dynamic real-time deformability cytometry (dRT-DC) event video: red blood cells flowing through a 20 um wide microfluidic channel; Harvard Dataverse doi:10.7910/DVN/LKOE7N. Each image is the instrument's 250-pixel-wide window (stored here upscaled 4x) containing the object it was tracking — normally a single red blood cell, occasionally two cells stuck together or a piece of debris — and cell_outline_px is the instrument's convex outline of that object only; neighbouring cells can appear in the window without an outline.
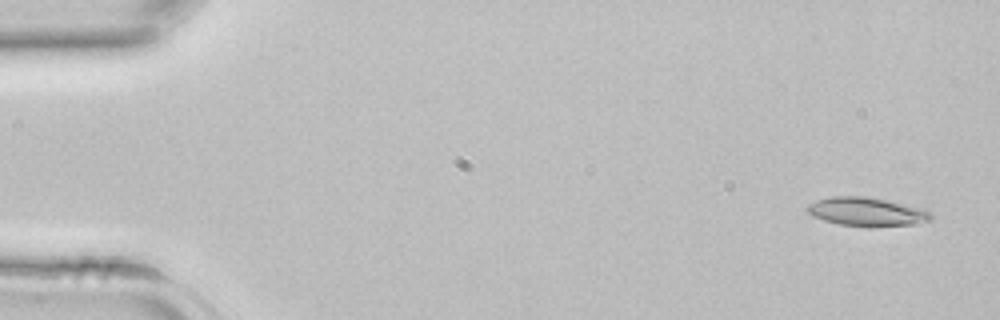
{"species": "common noctule bat (a hibernating species)", "species_latin": "Nyctalus noctula", "temperature_condition": "room temperature", "stored_images_in_passage": 42, "camera_frame_rate_fps": 3000, "um_per_image_px": 0.085, "animal": {"sex": "female", "body_mass_g": 22.7, "forearm_length_mm": 54.2}, "frame": {"image": 1, "passage_image": 2, "time_ms": 0.333, "image_size_px": [1000, 320], "cell_outline_px": [[932, 220], [916, 224], [876, 228], [868, 228], [840, 224], [824, 220], [812, 216], [804, 208], [808, 204], [816, 200], [832, 196], [868, 196], [888, 200], [932, 212]], "centroid_in_image_um": [73.66, 18.02], "position_along_channel_um": 11.3, "area_um2": 21.1}}
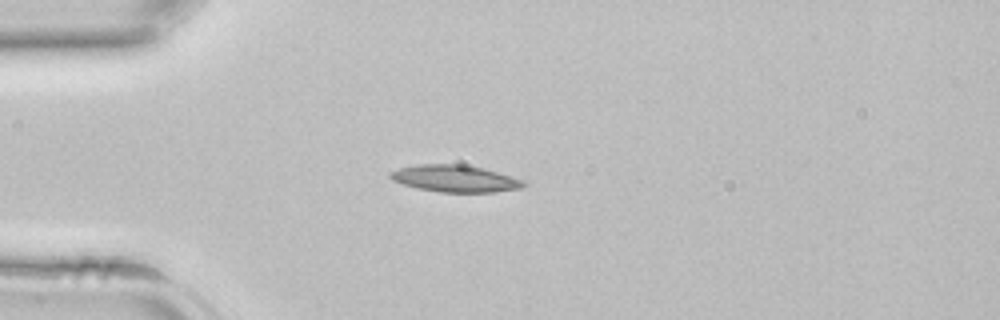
{"frame": {"image": 2, "passage_image": 11, "time_ms": 3.333, "image_size_px": [1000, 320], "cell_outline_px": [[528, 184], [520, 188], [496, 192], [440, 192], [420, 188], [404, 184], [392, 180], [388, 176], [388, 172], [400, 168], [420, 164], [464, 164], [496, 172], [524, 180]], "centroid_in_image_um": [38.67, 15.18], "position_along_channel_um": 46.3, "area_um2": 20.69}}